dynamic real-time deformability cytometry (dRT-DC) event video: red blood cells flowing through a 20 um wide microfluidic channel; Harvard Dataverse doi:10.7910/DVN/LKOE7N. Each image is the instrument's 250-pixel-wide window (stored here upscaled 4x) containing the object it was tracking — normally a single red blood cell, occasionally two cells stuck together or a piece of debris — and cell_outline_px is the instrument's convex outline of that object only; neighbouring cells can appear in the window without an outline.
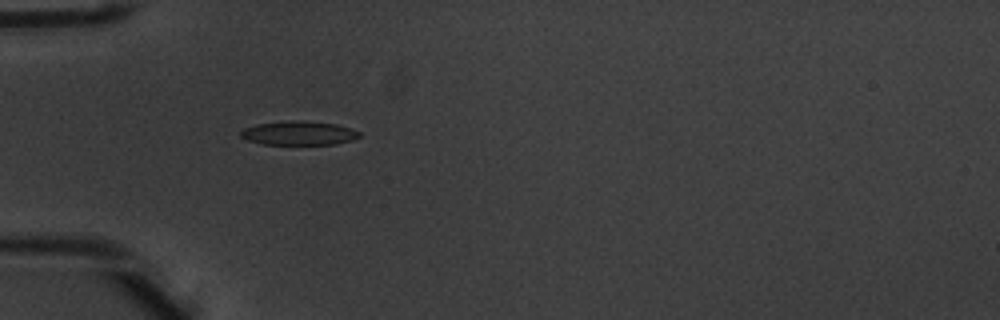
{"species": "common noctule bat (a hibernating species)", "species_latin": "Nyctalus noctula", "temperature_condition": "warm", "stored_images_in_passage": 6, "camera_frame_rate_fps": 3000, "um_per_image_px": 0.085, "animal": {"sex": "male", "body_mass_g": 20.1, "forearm_length_mm": 53.5}, "frame": {"image": 1, "passage_image": 5, "time_ms": 1.333, "image_size_px": [1000, 320], "cell_outline_px": [[360, 136], [352, 140], [336, 144], [264, 144], [248, 140], [240, 136], [240, 132], [244, 128], [256, 124], [296, 120], [300, 120], [336, 124], [352, 128], [360, 132]], "centroid_in_image_um": [25.42, 11.31], "position_along_channel_um": 59.6, "area_um2": 16.47}}